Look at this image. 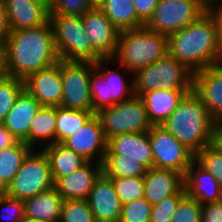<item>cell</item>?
Returning a JSON list of instances; mask_svg holds the SVG:
<instances>
[{"instance_id": "6da1fadb", "label": "cell", "mask_w": 222, "mask_h": 222, "mask_svg": "<svg viewBox=\"0 0 222 222\" xmlns=\"http://www.w3.org/2000/svg\"><path fill=\"white\" fill-rule=\"evenodd\" d=\"M3 56L5 75L22 80L58 63L50 22L36 28L11 30L3 43Z\"/></svg>"}, {"instance_id": "7a4b0ae2", "label": "cell", "mask_w": 222, "mask_h": 222, "mask_svg": "<svg viewBox=\"0 0 222 222\" xmlns=\"http://www.w3.org/2000/svg\"><path fill=\"white\" fill-rule=\"evenodd\" d=\"M168 55L193 73L222 63L216 26L205 12L195 22L167 37Z\"/></svg>"}, {"instance_id": "3957f363", "label": "cell", "mask_w": 222, "mask_h": 222, "mask_svg": "<svg viewBox=\"0 0 222 222\" xmlns=\"http://www.w3.org/2000/svg\"><path fill=\"white\" fill-rule=\"evenodd\" d=\"M214 123L215 120L192 90L183 97L161 126L196 155L210 145Z\"/></svg>"}, {"instance_id": "277c9868", "label": "cell", "mask_w": 222, "mask_h": 222, "mask_svg": "<svg viewBox=\"0 0 222 222\" xmlns=\"http://www.w3.org/2000/svg\"><path fill=\"white\" fill-rule=\"evenodd\" d=\"M168 54L167 36L146 26L119 32L117 49L112 57L130 74L148 67Z\"/></svg>"}, {"instance_id": "5b68a950", "label": "cell", "mask_w": 222, "mask_h": 222, "mask_svg": "<svg viewBox=\"0 0 222 222\" xmlns=\"http://www.w3.org/2000/svg\"><path fill=\"white\" fill-rule=\"evenodd\" d=\"M49 22L60 60L95 63L103 59L87 38L82 16L49 14Z\"/></svg>"}, {"instance_id": "8992f818", "label": "cell", "mask_w": 222, "mask_h": 222, "mask_svg": "<svg viewBox=\"0 0 222 222\" xmlns=\"http://www.w3.org/2000/svg\"><path fill=\"white\" fill-rule=\"evenodd\" d=\"M133 75L135 96L157 89L193 90V72L168 54Z\"/></svg>"}, {"instance_id": "52a82bcc", "label": "cell", "mask_w": 222, "mask_h": 222, "mask_svg": "<svg viewBox=\"0 0 222 222\" xmlns=\"http://www.w3.org/2000/svg\"><path fill=\"white\" fill-rule=\"evenodd\" d=\"M107 141L114 136L127 133H144L152 123L143 100L139 96L102 108L96 113Z\"/></svg>"}, {"instance_id": "ba28073f", "label": "cell", "mask_w": 222, "mask_h": 222, "mask_svg": "<svg viewBox=\"0 0 222 222\" xmlns=\"http://www.w3.org/2000/svg\"><path fill=\"white\" fill-rule=\"evenodd\" d=\"M110 63L117 62L112 58H103L94 63L95 69L89 80L94 114L102 108L124 102L135 95L133 79L130 84L126 82L124 75H121L118 69L109 70L107 68Z\"/></svg>"}, {"instance_id": "9c48e42d", "label": "cell", "mask_w": 222, "mask_h": 222, "mask_svg": "<svg viewBox=\"0 0 222 222\" xmlns=\"http://www.w3.org/2000/svg\"><path fill=\"white\" fill-rule=\"evenodd\" d=\"M53 187L54 181L46 154L42 149H33L4 193L26 200Z\"/></svg>"}, {"instance_id": "30bf717a", "label": "cell", "mask_w": 222, "mask_h": 222, "mask_svg": "<svg viewBox=\"0 0 222 222\" xmlns=\"http://www.w3.org/2000/svg\"><path fill=\"white\" fill-rule=\"evenodd\" d=\"M206 4L207 0H159L145 26L168 37L195 22L206 12Z\"/></svg>"}, {"instance_id": "8fae6325", "label": "cell", "mask_w": 222, "mask_h": 222, "mask_svg": "<svg viewBox=\"0 0 222 222\" xmlns=\"http://www.w3.org/2000/svg\"><path fill=\"white\" fill-rule=\"evenodd\" d=\"M63 94L61 105L65 108L92 111L89 80L95 65L92 62L59 60Z\"/></svg>"}, {"instance_id": "7c38bea8", "label": "cell", "mask_w": 222, "mask_h": 222, "mask_svg": "<svg viewBox=\"0 0 222 222\" xmlns=\"http://www.w3.org/2000/svg\"><path fill=\"white\" fill-rule=\"evenodd\" d=\"M153 154V167L175 170L185 176L195 155L161 125L148 131Z\"/></svg>"}, {"instance_id": "4fadbf2b", "label": "cell", "mask_w": 222, "mask_h": 222, "mask_svg": "<svg viewBox=\"0 0 222 222\" xmlns=\"http://www.w3.org/2000/svg\"><path fill=\"white\" fill-rule=\"evenodd\" d=\"M62 144L81 155L88 162L102 164L107 150V139L97 115L94 114L75 134L65 139Z\"/></svg>"}, {"instance_id": "5bb4252c", "label": "cell", "mask_w": 222, "mask_h": 222, "mask_svg": "<svg viewBox=\"0 0 222 222\" xmlns=\"http://www.w3.org/2000/svg\"><path fill=\"white\" fill-rule=\"evenodd\" d=\"M85 33L92 47L103 57L112 58L117 49L119 30L98 7L82 15Z\"/></svg>"}, {"instance_id": "9a60e30c", "label": "cell", "mask_w": 222, "mask_h": 222, "mask_svg": "<svg viewBox=\"0 0 222 222\" xmlns=\"http://www.w3.org/2000/svg\"><path fill=\"white\" fill-rule=\"evenodd\" d=\"M24 89L42 106L58 107L61 105L63 83L58 63L27 76Z\"/></svg>"}, {"instance_id": "2e32d148", "label": "cell", "mask_w": 222, "mask_h": 222, "mask_svg": "<svg viewBox=\"0 0 222 222\" xmlns=\"http://www.w3.org/2000/svg\"><path fill=\"white\" fill-rule=\"evenodd\" d=\"M193 91L211 117L222 120V63L193 73Z\"/></svg>"}, {"instance_id": "e0dca14e", "label": "cell", "mask_w": 222, "mask_h": 222, "mask_svg": "<svg viewBox=\"0 0 222 222\" xmlns=\"http://www.w3.org/2000/svg\"><path fill=\"white\" fill-rule=\"evenodd\" d=\"M105 158H131L153 167V154L148 132L127 133L111 137L107 141Z\"/></svg>"}, {"instance_id": "ac0fdd59", "label": "cell", "mask_w": 222, "mask_h": 222, "mask_svg": "<svg viewBox=\"0 0 222 222\" xmlns=\"http://www.w3.org/2000/svg\"><path fill=\"white\" fill-rule=\"evenodd\" d=\"M86 200L96 222H119L122 203L111 179L104 173L96 180Z\"/></svg>"}, {"instance_id": "d6986e66", "label": "cell", "mask_w": 222, "mask_h": 222, "mask_svg": "<svg viewBox=\"0 0 222 222\" xmlns=\"http://www.w3.org/2000/svg\"><path fill=\"white\" fill-rule=\"evenodd\" d=\"M11 30L36 28L49 21V0H3Z\"/></svg>"}, {"instance_id": "ffe728a7", "label": "cell", "mask_w": 222, "mask_h": 222, "mask_svg": "<svg viewBox=\"0 0 222 222\" xmlns=\"http://www.w3.org/2000/svg\"><path fill=\"white\" fill-rule=\"evenodd\" d=\"M144 180V198L151 205L158 204L168 196L186 194L184 175L170 169H148Z\"/></svg>"}, {"instance_id": "44dd1931", "label": "cell", "mask_w": 222, "mask_h": 222, "mask_svg": "<svg viewBox=\"0 0 222 222\" xmlns=\"http://www.w3.org/2000/svg\"><path fill=\"white\" fill-rule=\"evenodd\" d=\"M102 173V164L98 162H87L74 173L59 177L54 182V187L64 200H86L96 180Z\"/></svg>"}, {"instance_id": "7402d4cb", "label": "cell", "mask_w": 222, "mask_h": 222, "mask_svg": "<svg viewBox=\"0 0 222 222\" xmlns=\"http://www.w3.org/2000/svg\"><path fill=\"white\" fill-rule=\"evenodd\" d=\"M41 107L42 105L23 89L6 115L3 125L18 141H23L28 145L30 125Z\"/></svg>"}, {"instance_id": "603a6c76", "label": "cell", "mask_w": 222, "mask_h": 222, "mask_svg": "<svg viewBox=\"0 0 222 222\" xmlns=\"http://www.w3.org/2000/svg\"><path fill=\"white\" fill-rule=\"evenodd\" d=\"M186 194L201 204L222 200V190L214 176L195 160L184 176Z\"/></svg>"}, {"instance_id": "cb8c5ba5", "label": "cell", "mask_w": 222, "mask_h": 222, "mask_svg": "<svg viewBox=\"0 0 222 222\" xmlns=\"http://www.w3.org/2000/svg\"><path fill=\"white\" fill-rule=\"evenodd\" d=\"M192 90H164L146 92L141 96L152 125H161Z\"/></svg>"}, {"instance_id": "d4e9b609", "label": "cell", "mask_w": 222, "mask_h": 222, "mask_svg": "<svg viewBox=\"0 0 222 222\" xmlns=\"http://www.w3.org/2000/svg\"><path fill=\"white\" fill-rule=\"evenodd\" d=\"M64 199L55 187L24 200L25 217L45 222H59Z\"/></svg>"}, {"instance_id": "484cf974", "label": "cell", "mask_w": 222, "mask_h": 222, "mask_svg": "<svg viewBox=\"0 0 222 222\" xmlns=\"http://www.w3.org/2000/svg\"><path fill=\"white\" fill-rule=\"evenodd\" d=\"M41 149L49 160L54 182L59 177L74 173L88 162L81 155L75 153L62 143H54Z\"/></svg>"}, {"instance_id": "4316f807", "label": "cell", "mask_w": 222, "mask_h": 222, "mask_svg": "<svg viewBox=\"0 0 222 222\" xmlns=\"http://www.w3.org/2000/svg\"><path fill=\"white\" fill-rule=\"evenodd\" d=\"M56 121L57 107L42 106L30 125L28 146L35 149L44 141L42 148L56 143Z\"/></svg>"}, {"instance_id": "83f0119b", "label": "cell", "mask_w": 222, "mask_h": 222, "mask_svg": "<svg viewBox=\"0 0 222 222\" xmlns=\"http://www.w3.org/2000/svg\"><path fill=\"white\" fill-rule=\"evenodd\" d=\"M98 8L119 31L145 26L137 16L133 0H104Z\"/></svg>"}, {"instance_id": "f1b7e54d", "label": "cell", "mask_w": 222, "mask_h": 222, "mask_svg": "<svg viewBox=\"0 0 222 222\" xmlns=\"http://www.w3.org/2000/svg\"><path fill=\"white\" fill-rule=\"evenodd\" d=\"M33 149L25 142L18 141L12 147L0 151V192L12 183L24 159Z\"/></svg>"}, {"instance_id": "f546056e", "label": "cell", "mask_w": 222, "mask_h": 222, "mask_svg": "<svg viewBox=\"0 0 222 222\" xmlns=\"http://www.w3.org/2000/svg\"><path fill=\"white\" fill-rule=\"evenodd\" d=\"M92 111L57 107L56 143H62L75 134L92 116Z\"/></svg>"}, {"instance_id": "4dcf8cb0", "label": "cell", "mask_w": 222, "mask_h": 222, "mask_svg": "<svg viewBox=\"0 0 222 222\" xmlns=\"http://www.w3.org/2000/svg\"><path fill=\"white\" fill-rule=\"evenodd\" d=\"M103 173L109 178L144 177L148 168L131 158H104Z\"/></svg>"}, {"instance_id": "1f68e13d", "label": "cell", "mask_w": 222, "mask_h": 222, "mask_svg": "<svg viewBox=\"0 0 222 222\" xmlns=\"http://www.w3.org/2000/svg\"><path fill=\"white\" fill-rule=\"evenodd\" d=\"M23 89L22 79L7 75L0 76V124H3L6 115Z\"/></svg>"}, {"instance_id": "d6a6232c", "label": "cell", "mask_w": 222, "mask_h": 222, "mask_svg": "<svg viewBox=\"0 0 222 222\" xmlns=\"http://www.w3.org/2000/svg\"><path fill=\"white\" fill-rule=\"evenodd\" d=\"M59 222H96L87 200H64Z\"/></svg>"}, {"instance_id": "836d02e7", "label": "cell", "mask_w": 222, "mask_h": 222, "mask_svg": "<svg viewBox=\"0 0 222 222\" xmlns=\"http://www.w3.org/2000/svg\"><path fill=\"white\" fill-rule=\"evenodd\" d=\"M122 205L144 197L143 177L110 178Z\"/></svg>"}, {"instance_id": "e575fe53", "label": "cell", "mask_w": 222, "mask_h": 222, "mask_svg": "<svg viewBox=\"0 0 222 222\" xmlns=\"http://www.w3.org/2000/svg\"><path fill=\"white\" fill-rule=\"evenodd\" d=\"M152 212L151 203L143 198L123 204L119 222H150Z\"/></svg>"}, {"instance_id": "d590c367", "label": "cell", "mask_w": 222, "mask_h": 222, "mask_svg": "<svg viewBox=\"0 0 222 222\" xmlns=\"http://www.w3.org/2000/svg\"><path fill=\"white\" fill-rule=\"evenodd\" d=\"M194 160L216 178L222 190V154L209 145L199 151Z\"/></svg>"}, {"instance_id": "8d00e7d4", "label": "cell", "mask_w": 222, "mask_h": 222, "mask_svg": "<svg viewBox=\"0 0 222 222\" xmlns=\"http://www.w3.org/2000/svg\"><path fill=\"white\" fill-rule=\"evenodd\" d=\"M202 204L187 194L179 201L171 222H201Z\"/></svg>"}, {"instance_id": "74e56055", "label": "cell", "mask_w": 222, "mask_h": 222, "mask_svg": "<svg viewBox=\"0 0 222 222\" xmlns=\"http://www.w3.org/2000/svg\"><path fill=\"white\" fill-rule=\"evenodd\" d=\"M24 217V200L0 192V221L20 222Z\"/></svg>"}, {"instance_id": "f35d334b", "label": "cell", "mask_w": 222, "mask_h": 222, "mask_svg": "<svg viewBox=\"0 0 222 222\" xmlns=\"http://www.w3.org/2000/svg\"><path fill=\"white\" fill-rule=\"evenodd\" d=\"M186 194H175L166 197L158 204L152 206L150 222H171L179 201Z\"/></svg>"}, {"instance_id": "ab89813d", "label": "cell", "mask_w": 222, "mask_h": 222, "mask_svg": "<svg viewBox=\"0 0 222 222\" xmlns=\"http://www.w3.org/2000/svg\"><path fill=\"white\" fill-rule=\"evenodd\" d=\"M50 13L82 16L92 6L89 0H49Z\"/></svg>"}, {"instance_id": "60d3db41", "label": "cell", "mask_w": 222, "mask_h": 222, "mask_svg": "<svg viewBox=\"0 0 222 222\" xmlns=\"http://www.w3.org/2000/svg\"><path fill=\"white\" fill-rule=\"evenodd\" d=\"M206 12L211 16L216 26L217 44L222 53V0H208Z\"/></svg>"}, {"instance_id": "b9f144b4", "label": "cell", "mask_w": 222, "mask_h": 222, "mask_svg": "<svg viewBox=\"0 0 222 222\" xmlns=\"http://www.w3.org/2000/svg\"><path fill=\"white\" fill-rule=\"evenodd\" d=\"M201 222H222V200L202 204Z\"/></svg>"}, {"instance_id": "7bdbcfd3", "label": "cell", "mask_w": 222, "mask_h": 222, "mask_svg": "<svg viewBox=\"0 0 222 222\" xmlns=\"http://www.w3.org/2000/svg\"><path fill=\"white\" fill-rule=\"evenodd\" d=\"M159 0H133L138 18L146 24L154 13Z\"/></svg>"}, {"instance_id": "ee69618b", "label": "cell", "mask_w": 222, "mask_h": 222, "mask_svg": "<svg viewBox=\"0 0 222 222\" xmlns=\"http://www.w3.org/2000/svg\"><path fill=\"white\" fill-rule=\"evenodd\" d=\"M11 32L8 14L3 0H0V41L4 43Z\"/></svg>"}, {"instance_id": "f6af8a7d", "label": "cell", "mask_w": 222, "mask_h": 222, "mask_svg": "<svg viewBox=\"0 0 222 222\" xmlns=\"http://www.w3.org/2000/svg\"><path fill=\"white\" fill-rule=\"evenodd\" d=\"M210 146L222 154V120L215 121L214 123Z\"/></svg>"}, {"instance_id": "bcb514c9", "label": "cell", "mask_w": 222, "mask_h": 222, "mask_svg": "<svg viewBox=\"0 0 222 222\" xmlns=\"http://www.w3.org/2000/svg\"><path fill=\"white\" fill-rule=\"evenodd\" d=\"M18 142L14 135L3 125L0 124V151L7 147H12Z\"/></svg>"}, {"instance_id": "7dc6e473", "label": "cell", "mask_w": 222, "mask_h": 222, "mask_svg": "<svg viewBox=\"0 0 222 222\" xmlns=\"http://www.w3.org/2000/svg\"><path fill=\"white\" fill-rule=\"evenodd\" d=\"M5 75L4 71V56H3V43L0 41V76Z\"/></svg>"}, {"instance_id": "c3c4849f", "label": "cell", "mask_w": 222, "mask_h": 222, "mask_svg": "<svg viewBox=\"0 0 222 222\" xmlns=\"http://www.w3.org/2000/svg\"><path fill=\"white\" fill-rule=\"evenodd\" d=\"M104 0H89L92 7H98Z\"/></svg>"}, {"instance_id": "681fc988", "label": "cell", "mask_w": 222, "mask_h": 222, "mask_svg": "<svg viewBox=\"0 0 222 222\" xmlns=\"http://www.w3.org/2000/svg\"><path fill=\"white\" fill-rule=\"evenodd\" d=\"M20 222H45V221H40V220H37V219L24 217Z\"/></svg>"}]
</instances>
